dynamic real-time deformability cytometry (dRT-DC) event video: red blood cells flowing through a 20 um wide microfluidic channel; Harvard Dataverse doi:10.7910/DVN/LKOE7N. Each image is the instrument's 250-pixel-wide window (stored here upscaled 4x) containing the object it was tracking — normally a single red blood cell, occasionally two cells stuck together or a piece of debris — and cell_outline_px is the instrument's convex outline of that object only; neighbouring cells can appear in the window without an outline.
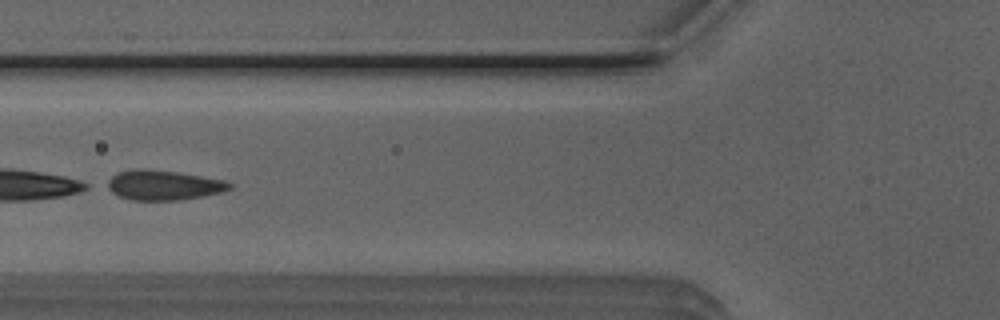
{"species": "Egyptian fruit bat (a non-hibernating species)", "species_latin": "Rousettus aegyptiacus", "temperature_condition": "room temperature", "stored_images_in_passage": 22, "camera_frame_rate_fps": 3000, "um_per_image_px": 0.085, "animal": {"sex": "male"}, "frame": {"image": 1, "passage_image": 16, "time_ms": 5.0, "image_size_px": [1000, 320], "cell_outline_px": [[236, 184], [232, 188], [224, 192], [180, 200], [128, 200], [104, 188], [100, 184], [116, 172], [132, 168], [148, 168], [180, 172], [224, 180]], "centroid_in_image_um": [13.82, 15.72], "position_along_channel_um": 112.0, "area_um2": 22.14}}